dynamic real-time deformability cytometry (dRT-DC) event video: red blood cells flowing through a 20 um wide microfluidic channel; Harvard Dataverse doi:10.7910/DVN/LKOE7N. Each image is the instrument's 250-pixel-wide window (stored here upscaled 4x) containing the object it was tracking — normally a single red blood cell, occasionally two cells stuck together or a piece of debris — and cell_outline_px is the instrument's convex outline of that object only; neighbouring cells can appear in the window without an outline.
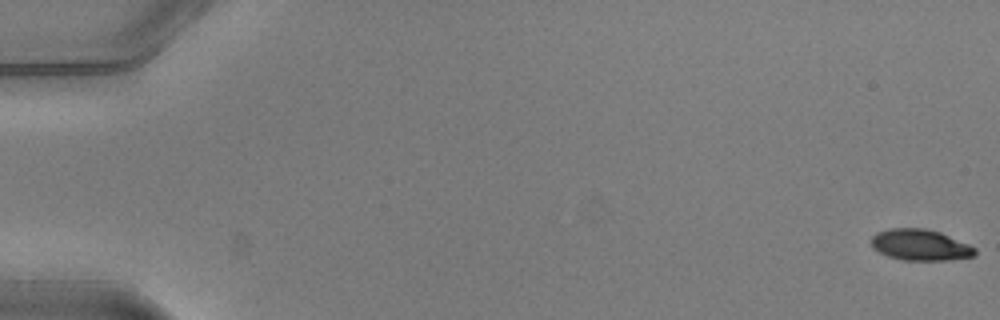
{"species": "common noctule bat (a hibernating species)", "species_latin": "Nyctalus noctula", "temperature_condition": "warm", "stored_images_in_passage": 16, "camera_frame_rate_fps": 3000, "um_per_image_px": 0.085, "animal": {"sex": "male", "body_mass_g": 20.5, "forearm_length_mm": 52.5}, "frame": {"image": 1, "passage_image": 1, "time_ms": 0.0, "image_size_px": [1000, 320], "cell_outline_px": [[976, 256], [948, 260], [904, 260], [888, 256], [872, 248], [872, 236], [876, 232], [888, 228], [928, 228], [940, 232], [968, 244], [976, 248]], "centroid_in_image_um": [78.22, 20.81], "position_along_channel_um": 6.8, "area_um2": 18.9}}
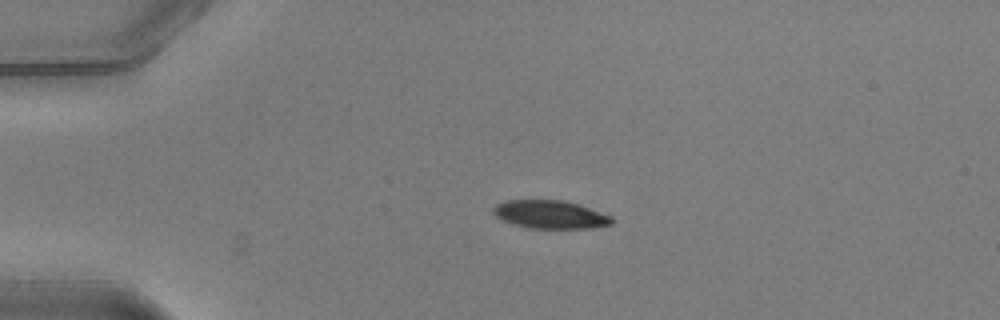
{"frame": {"image": 2, "passage_image": 13, "time_ms": 4.0, "image_size_px": [1000, 320], "cell_outline_px": [[612, 224], [588, 228], [532, 228], [512, 224], [500, 220], [492, 212], [492, 208], [496, 204], [504, 200], [564, 200], [612, 216]], "centroid_in_image_um": [46.7, 18.23], "position_along_channel_um": 38.3, "area_um2": 19.36}}